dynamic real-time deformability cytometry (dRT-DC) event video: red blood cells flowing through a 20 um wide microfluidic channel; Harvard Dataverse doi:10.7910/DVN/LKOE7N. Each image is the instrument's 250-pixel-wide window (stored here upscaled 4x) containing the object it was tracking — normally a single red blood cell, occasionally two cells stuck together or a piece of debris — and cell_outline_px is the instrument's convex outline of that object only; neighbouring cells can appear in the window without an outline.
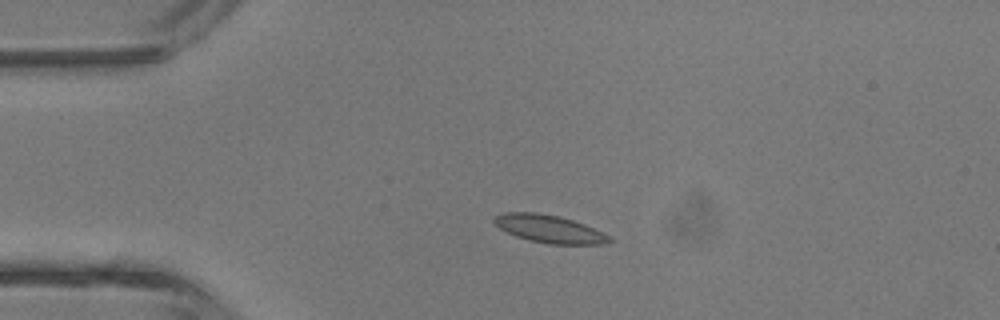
{"species": "common noctule bat (a hibernating species)", "species_latin": "Nyctalus noctula", "temperature_condition": "room temperature", "stored_images_in_passage": 4, "camera_frame_rate_fps": 3000, "um_per_image_px": 0.085, "animal": {"sex": "male", "body_mass_g": 13.3}, "frame": {"image": 1, "passage_image": 2, "time_ms": 2.0, "image_size_px": [1000, 320], "cell_outline_px": [[616, 240], [608, 244], [548, 244], [516, 236], [500, 228], [492, 220], [496, 216], [504, 212], [536, 212], [560, 216], [584, 224]], "centroid_in_image_um": [46.71, 19.45], "position_along_channel_um": 38.3, "area_um2": 18.44}}